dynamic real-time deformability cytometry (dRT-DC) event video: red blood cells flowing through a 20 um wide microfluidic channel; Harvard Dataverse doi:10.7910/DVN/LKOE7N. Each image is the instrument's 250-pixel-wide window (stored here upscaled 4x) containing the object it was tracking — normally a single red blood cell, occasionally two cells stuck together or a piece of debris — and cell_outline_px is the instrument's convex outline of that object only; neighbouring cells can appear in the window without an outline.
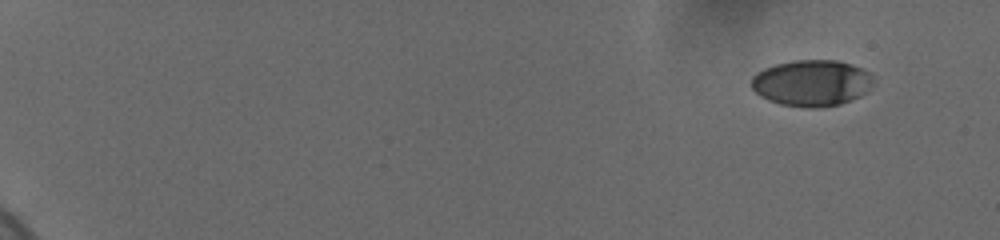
{"species": "human", "species_latin": "Homo sapiens", "temperature_condition": "cold", "stored_images_in_passage": 14, "camera_frame_rate_fps": 3000, "um_per_image_px": 0.085, "donor": {"sex": "female"}, "frame": {"image": 1, "passage_image": 1, "time_ms": 0.0, "image_size_px": [1000, 240], "cell_outline_px": [[872, 84], [860, 96], [840, 104], [816, 108], [808, 108], [780, 104], [768, 100], [760, 96], [752, 88], [752, 76], [756, 72], [764, 68], [776, 64], [792, 60], [836, 60], [852, 64], [868, 72], [872, 76]], "centroid_in_image_um": [68.96, 7.05], "position_along_channel_um": 16.0, "area_um2": 32.83}}
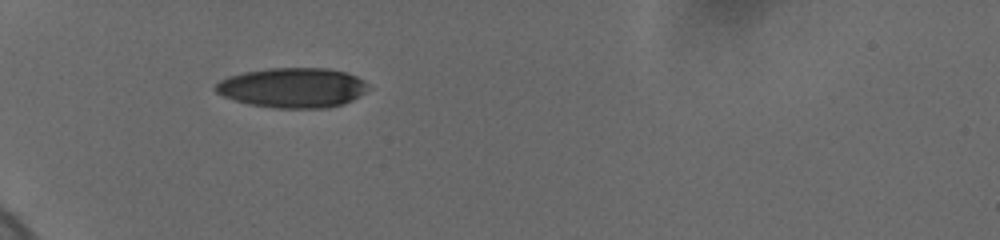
{"frame": {"image": 2, "passage_image": 10, "time_ms": 5.667, "image_size_px": [1000, 240], "cell_outline_px": [[372, 88], [360, 96], [344, 104], [328, 108], [276, 108], [248, 104], [224, 96], [216, 92], [212, 88], [220, 80], [228, 76], [244, 72], [268, 68], [328, 68], [344, 72], [356, 76], [364, 80]], "centroid_in_image_um": [24.9, 7.46], "position_along_channel_um": 60.1, "area_um2": 35.78}}
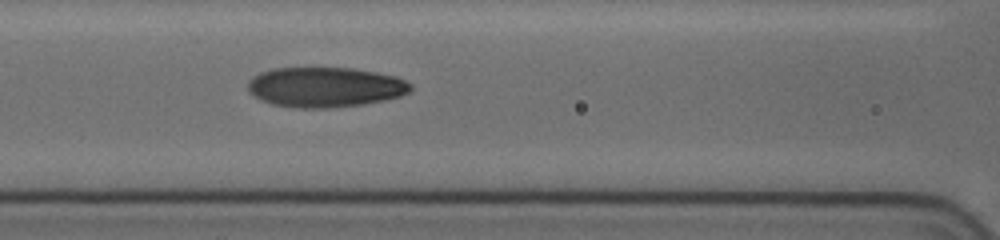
{"frame": {"image": 3, "passage_image": 14, "time_ms": 8.333, "image_size_px": [1000, 240], "cell_outline_px": [[412, 88], [408, 92], [400, 96], [384, 100], [364, 104], [324, 108], [300, 108], [272, 104], [260, 100], [248, 92], [248, 80], [252, 76], [260, 72], [272, 68], [352, 68], [396, 76], [412, 84]], "centroid_in_image_um": [27.6, 7.4], "position_along_channel_um": 139.0, "area_um2": 38.03}}